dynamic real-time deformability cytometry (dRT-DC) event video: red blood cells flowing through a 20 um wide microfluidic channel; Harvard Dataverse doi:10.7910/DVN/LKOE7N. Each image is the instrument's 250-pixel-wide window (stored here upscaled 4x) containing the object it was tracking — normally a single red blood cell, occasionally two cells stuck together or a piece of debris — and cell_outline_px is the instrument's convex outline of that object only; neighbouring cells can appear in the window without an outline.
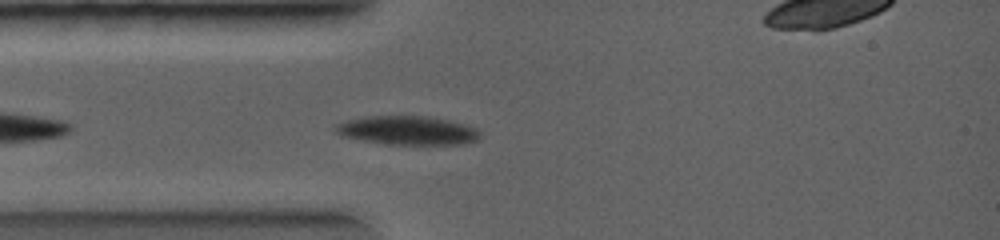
{"species": "common noctule bat (a hibernating species)", "species_latin": "Nyctalus noctula", "temperature_condition": "warm", "stored_images_in_passage": 9, "camera_frame_rate_fps": 5000, "um_per_image_px": 0.085, "animal": {"sex": "female", "body_mass_g": 19.0, "forearm_length_mm": 56.7}, "frame": {"image": 1, "passage_image": 2, "time_ms": 0.4, "image_size_px": [1000, 240], "cell_outline_px": [[480, 136], [476, 140], [460, 144], [392, 144], [364, 140], [348, 136], [336, 132], [336, 124], [348, 120], [364, 116], [424, 116], [448, 120], [464, 124], [476, 128], [480, 132]], "centroid_in_image_um": [34.69, 11.07], "position_along_channel_um": 50.3, "area_um2": 23.7}}